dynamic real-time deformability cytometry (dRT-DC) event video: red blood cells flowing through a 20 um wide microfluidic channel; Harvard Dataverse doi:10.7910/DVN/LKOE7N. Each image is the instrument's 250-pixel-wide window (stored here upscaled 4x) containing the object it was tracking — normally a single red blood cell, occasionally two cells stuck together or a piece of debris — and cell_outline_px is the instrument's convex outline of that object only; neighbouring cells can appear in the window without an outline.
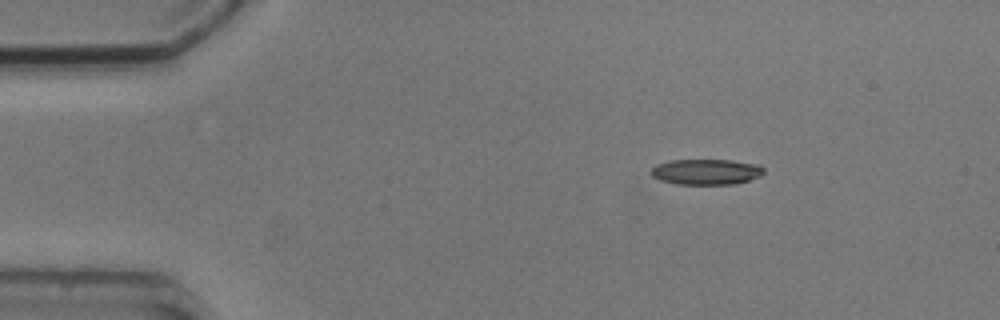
{"species": "common noctule bat (a hibernating species)", "species_latin": "Nyctalus noctula", "temperature_condition": "cold", "stored_images_in_passage": 3, "camera_frame_rate_fps": 3000, "um_per_image_px": 0.085, "animal": {"sex": "male", "body_mass_g": 20.5, "forearm_length_mm": 52.5}, "frame": {"image": 1, "passage_image": 1, "time_ms": 0.0, "image_size_px": [1000, 320], "cell_outline_px": [[764, 172], [760, 176], [736, 184], [676, 184], [660, 180], [652, 176], [648, 172], [656, 164], [668, 160], [732, 160], [760, 164], [764, 168]], "centroid_in_image_um": [60.01, 14.6], "position_along_channel_um": 25.0, "area_um2": 17.05}}